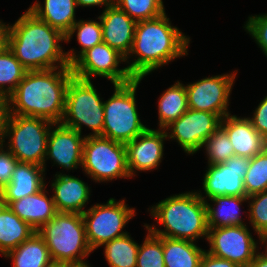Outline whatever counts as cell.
Returning <instances> with one entry per match:
<instances>
[{
    "mask_svg": "<svg viewBox=\"0 0 267 267\" xmlns=\"http://www.w3.org/2000/svg\"><path fill=\"white\" fill-rule=\"evenodd\" d=\"M171 24L166 12L136 23L132 48L125 58L133 78L143 79L169 62L188 55L190 37Z\"/></svg>",
    "mask_w": 267,
    "mask_h": 267,
    "instance_id": "cell-1",
    "label": "cell"
},
{
    "mask_svg": "<svg viewBox=\"0 0 267 267\" xmlns=\"http://www.w3.org/2000/svg\"><path fill=\"white\" fill-rule=\"evenodd\" d=\"M7 28V46L28 71L71 67L60 44L66 36L28 9Z\"/></svg>",
    "mask_w": 267,
    "mask_h": 267,
    "instance_id": "cell-2",
    "label": "cell"
},
{
    "mask_svg": "<svg viewBox=\"0 0 267 267\" xmlns=\"http://www.w3.org/2000/svg\"><path fill=\"white\" fill-rule=\"evenodd\" d=\"M71 67L27 71L8 96L10 115L38 117L60 123L64 114Z\"/></svg>",
    "mask_w": 267,
    "mask_h": 267,
    "instance_id": "cell-3",
    "label": "cell"
},
{
    "mask_svg": "<svg viewBox=\"0 0 267 267\" xmlns=\"http://www.w3.org/2000/svg\"><path fill=\"white\" fill-rule=\"evenodd\" d=\"M148 211L157 224L164 227L159 229L154 224H147L152 234L192 242H198L200 238L207 241V207L197 191L169 196L151 206Z\"/></svg>",
    "mask_w": 267,
    "mask_h": 267,
    "instance_id": "cell-4",
    "label": "cell"
},
{
    "mask_svg": "<svg viewBox=\"0 0 267 267\" xmlns=\"http://www.w3.org/2000/svg\"><path fill=\"white\" fill-rule=\"evenodd\" d=\"M37 232L46 242L55 265L89 264L86 259L93 251L86 238L82 214L58 212Z\"/></svg>",
    "mask_w": 267,
    "mask_h": 267,
    "instance_id": "cell-5",
    "label": "cell"
},
{
    "mask_svg": "<svg viewBox=\"0 0 267 267\" xmlns=\"http://www.w3.org/2000/svg\"><path fill=\"white\" fill-rule=\"evenodd\" d=\"M142 79L125 84H114V92L104 101V125L102 137L126 144L143 133L148 127L140 119L136 89Z\"/></svg>",
    "mask_w": 267,
    "mask_h": 267,
    "instance_id": "cell-6",
    "label": "cell"
},
{
    "mask_svg": "<svg viewBox=\"0 0 267 267\" xmlns=\"http://www.w3.org/2000/svg\"><path fill=\"white\" fill-rule=\"evenodd\" d=\"M53 122L44 118L8 115L3 145L18 162L44 166L47 140Z\"/></svg>",
    "mask_w": 267,
    "mask_h": 267,
    "instance_id": "cell-7",
    "label": "cell"
},
{
    "mask_svg": "<svg viewBox=\"0 0 267 267\" xmlns=\"http://www.w3.org/2000/svg\"><path fill=\"white\" fill-rule=\"evenodd\" d=\"M91 80L73 76L67 86L65 108L60 123L82 134L83 125L92 132L85 136H102L104 101Z\"/></svg>",
    "mask_w": 267,
    "mask_h": 267,
    "instance_id": "cell-8",
    "label": "cell"
},
{
    "mask_svg": "<svg viewBox=\"0 0 267 267\" xmlns=\"http://www.w3.org/2000/svg\"><path fill=\"white\" fill-rule=\"evenodd\" d=\"M82 169L86 176L97 183L131 178L125 144L102 136H86Z\"/></svg>",
    "mask_w": 267,
    "mask_h": 267,
    "instance_id": "cell-9",
    "label": "cell"
},
{
    "mask_svg": "<svg viewBox=\"0 0 267 267\" xmlns=\"http://www.w3.org/2000/svg\"><path fill=\"white\" fill-rule=\"evenodd\" d=\"M125 201L110 198L106 204L97 203L82 214L86 238L93 252L106 242L129 233L123 229L136 211Z\"/></svg>",
    "mask_w": 267,
    "mask_h": 267,
    "instance_id": "cell-10",
    "label": "cell"
},
{
    "mask_svg": "<svg viewBox=\"0 0 267 267\" xmlns=\"http://www.w3.org/2000/svg\"><path fill=\"white\" fill-rule=\"evenodd\" d=\"M125 57L109 45L101 42L85 51L72 65L75 77L92 80V77H102L114 84H125L134 78L127 67L120 68ZM119 67V68H118Z\"/></svg>",
    "mask_w": 267,
    "mask_h": 267,
    "instance_id": "cell-11",
    "label": "cell"
},
{
    "mask_svg": "<svg viewBox=\"0 0 267 267\" xmlns=\"http://www.w3.org/2000/svg\"><path fill=\"white\" fill-rule=\"evenodd\" d=\"M208 253L229 260L240 267H247L259 251L248 225L209 228Z\"/></svg>",
    "mask_w": 267,
    "mask_h": 267,
    "instance_id": "cell-12",
    "label": "cell"
},
{
    "mask_svg": "<svg viewBox=\"0 0 267 267\" xmlns=\"http://www.w3.org/2000/svg\"><path fill=\"white\" fill-rule=\"evenodd\" d=\"M236 71L186 84L188 108L219 114L222 118L229 115L230 94L238 69Z\"/></svg>",
    "mask_w": 267,
    "mask_h": 267,
    "instance_id": "cell-13",
    "label": "cell"
},
{
    "mask_svg": "<svg viewBox=\"0 0 267 267\" xmlns=\"http://www.w3.org/2000/svg\"><path fill=\"white\" fill-rule=\"evenodd\" d=\"M221 120L219 114L188 109L165 128L167 140H175L185 153L193 155L220 128Z\"/></svg>",
    "mask_w": 267,
    "mask_h": 267,
    "instance_id": "cell-14",
    "label": "cell"
},
{
    "mask_svg": "<svg viewBox=\"0 0 267 267\" xmlns=\"http://www.w3.org/2000/svg\"><path fill=\"white\" fill-rule=\"evenodd\" d=\"M249 160L248 157L234 156L223 164L208 165L202 181L203 193L197 190L198 195L205 202L217 196H246L243 179Z\"/></svg>",
    "mask_w": 267,
    "mask_h": 267,
    "instance_id": "cell-15",
    "label": "cell"
},
{
    "mask_svg": "<svg viewBox=\"0 0 267 267\" xmlns=\"http://www.w3.org/2000/svg\"><path fill=\"white\" fill-rule=\"evenodd\" d=\"M55 127V128H54ZM86 136L62 123H53L47 140L46 162L51 160L54 165L67 171L82 168L83 145Z\"/></svg>",
    "mask_w": 267,
    "mask_h": 267,
    "instance_id": "cell-16",
    "label": "cell"
},
{
    "mask_svg": "<svg viewBox=\"0 0 267 267\" xmlns=\"http://www.w3.org/2000/svg\"><path fill=\"white\" fill-rule=\"evenodd\" d=\"M165 129L147 128L143 133L125 144L127 167L131 178L136 172L158 169L164 156Z\"/></svg>",
    "mask_w": 267,
    "mask_h": 267,
    "instance_id": "cell-17",
    "label": "cell"
},
{
    "mask_svg": "<svg viewBox=\"0 0 267 267\" xmlns=\"http://www.w3.org/2000/svg\"><path fill=\"white\" fill-rule=\"evenodd\" d=\"M99 19L103 42L126 58L132 48L137 22L116 4L103 10Z\"/></svg>",
    "mask_w": 267,
    "mask_h": 267,
    "instance_id": "cell-18",
    "label": "cell"
},
{
    "mask_svg": "<svg viewBox=\"0 0 267 267\" xmlns=\"http://www.w3.org/2000/svg\"><path fill=\"white\" fill-rule=\"evenodd\" d=\"M51 182L55 208L59 213L83 214L89 203L91 187L83 180L58 172Z\"/></svg>",
    "mask_w": 267,
    "mask_h": 267,
    "instance_id": "cell-19",
    "label": "cell"
},
{
    "mask_svg": "<svg viewBox=\"0 0 267 267\" xmlns=\"http://www.w3.org/2000/svg\"><path fill=\"white\" fill-rule=\"evenodd\" d=\"M220 127L226 132L235 156L253 158L267 148V140L257 132L247 117L227 115Z\"/></svg>",
    "mask_w": 267,
    "mask_h": 267,
    "instance_id": "cell-20",
    "label": "cell"
},
{
    "mask_svg": "<svg viewBox=\"0 0 267 267\" xmlns=\"http://www.w3.org/2000/svg\"><path fill=\"white\" fill-rule=\"evenodd\" d=\"M47 186L37 193L28 195L7 206L36 232L58 213L52 196L48 197Z\"/></svg>",
    "mask_w": 267,
    "mask_h": 267,
    "instance_id": "cell-21",
    "label": "cell"
},
{
    "mask_svg": "<svg viewBox=\"0 0 267 267\" xmlns=\"http://www.w3.org/2000/svg\"><path fill=\"white\" fill-rule=\"evenodd\" d=\"M45 174V169L42 166L18 162L10 183L1 190L6 205L11 201L19 200L42 190L47 186Z\"/></svg>",
    "mask_w": 267,
    "mask_h": 267,
    "instance_id": "cell-22",
    "label": "cell"
},
{
    "mask_svg": "<svg viewBox=\"0 0 267 267\" xmlns=\"http://www.w3.org/2000/svg\"><path fill=\"white\" fill-rule=\"evenodd\" d=\"M43 2L44 5H41L37 0L28 10L66 36L77 21L76 0H44Z\"/></svg>",
    "mask_w": 267,
    "mask_h": 267,
    "instance_id": "cell-23",
    "label": "cell"
},
{
    "mask_svg": "<svg viewBox=\"0 0 267 267\" xmlns=\"http://www.w3.org/2000/svg\"><path fill=\"white\" fill-rule=\"evenodd\" d=\"M209 201H211L210 204ZM206 201L209 228L245 225L241 205L248 201L247 196H217Z\"/></svg>",
    "mask_w": 267,
    "mask_h": 267,
    "instance_id": "cell-24",
    "label": "cell"
},
{
    "mask_svg": "<svg viewBox=\"0 0 267 267\" xmlns=\"http://www.w3.org/2000/svg\"><path fill=\"white\" fill-rule=\"evenodd\" d=\"M13 267H54L44 239L35 232L29 239L9 251L5 256Z\"/></svg>",
    "mask_w": 267,
    "mask_h": 267,
    "instance_id": "cell-25",
    "label": "cell"
},
{
    "mask_svg": "<svg viewBox=\"0 0 267 267\" xmlns=\"http://www.w3.org/2000/svg\"><path fill=\"white\" fill-rule=\"evenodd\" d=\"M35 232L28 223L6 206L0 213V254L5 256Z\"/></svg>",
    "mask_w": 267,
    "mask_h": 267,
    "instance_id": "cell-26",
    "label": "cell"
},
{
    "mask_svg": "<svg viewBox=\"0 0 267 267\" xmlns=\"http://www.w3.org/2000/svg\"><path fill=\"white\" fill-rule=\"evenodd\" d=\"M205 251L196 242L163 237L165 267H199Z\"/></svg>",
    "mask_w": 267,
    "mask_h": 267,
    "instance_id": "cell-27",
    "label": "cell"
},
{
    "mask_svg": "<svg viewBox=\"0 0 267 267\" xmlns=\"http://www.w3.org/2000/svg\"><path fill=\"white\" fill-rule=\"evenodd\" d=\"M188 109L185 85L178 80L164 90L158 99L159 129H165Z\"/></svg>",
    "mask_w": 267,
    "mask_h": 267,
    "instance_id": "cell-28",
    "label": "cell"
},
{
    "mask_svg": "<svg viewBox=\"0 0 267 267\" xmlns=\"http://www.w3.org/2000/svg\"><path fill=\"white\" fill-rule=\"evenodd\" d=\"M99 21L96 20H77L71 30L66 35V42L73 38L76 33L77 41L81 48L80 50H74V48L70 49L66 52V57L71 66L85 51L91 49L95 45L103 42L102 35V26L100 23L99 17H97ZM78 51V52H76Z\"/></svg>",
    "mask_w": 267,
    "mask_h": 267,
    "instance_id": "cell-29",
    "label": "cell"
},
{
    "mask_svg": "<svg viewBox=\"0 0 267 267\" xmlns=\"http://www.w3.org/2000/svg\"><path fill=\"white\" fill-rule=\"evenodd\" d=\"M104 257L109 267H136L139 244L130 233L103 244Z\"/></svg>",
    "mask_w": 267,
    "mask_h": 267,
    "instance_id": "cell-30",
    "label": "cell"
},
{
    "mask_svg": "<svg viewBox=\"0 0 267 267\" xmlns=\"http://www.w3.org/2000/svg\"><path fill=\"white\" fill-rule=\"evenodd\" d=\"M27 71L8 46H5L0 51V94L8 97L17 88Z\"/></svg>",
    "mask_w": 267,
    "mask_h": 267,
    "instance_id": "cell-31",
    "label": "cell"
},
{
    "mask_svg": "<svg viewBox=\"0 0 267 267\" xmlns=\"http://www.w3.org/2000/svg\"><path fill=\"white\" fill-rule=\"evenodd\" d=\"M243 180L247 197L267 190V148L250 158Z\"/></svg>",
    "mask_w": 267,
    "mask_h": 267,
    "instance_id": "cell-32",
    "label": "cell"
},
{
    "mask_svg": "<svg viewBox=\"0 0 267 267\" xmlns=\"http://www.w3.org/2000/svg\"><path fill=\"white\" fill-rule=\"evenodd\" d=\"M208 165L223 164L234 157V148L226 132L220 127L202 144Z\"/></svg>",
    "mask_w": 267,
    "mask_h": 267,
    "instance_id": "cell-33",
    "label": "cell"
},
{
    "mask_svg": "<svg viewBox=\"0 0 267 267\" xmlns=\"http://www.w3.org/2000/svg\"><path fill=\"white\" fill-rule=\"evenodd\" d=\"M147 235L137 252L136 267H165L163 257V237L152 234L144 223Z\"/></svg>",
    "mask_w": 267,
    "mask_h": 267,
    "instance_id": "cell-34",
    "label": "cell"
},
{
    "mask_svg": "<svg viewBox=\"0 0 267 267\" xmlns=\"http://www.w3.org/2000/svg\"><path fill=\"white\" fill-rule=\"evenodd\" d=\"M115 4L136 22L154 19L166 12L163 0H115Z\"/></svg>",
    "mask_w": 267,
    "mask_h": 267,
    "instance_id": "cell-35",
    "label": "cell"
},
{
    "mask_svg": "<svg viewBox=\"0 0 267 267\" xmlns=\"http://www.w3.org/2000/svg\"><path fill=\"white\" fill-rule=\"evenodd\" d=\"M249 225L258 238L267 235V190L248 196Z\"/></svg>",
    "mask_w": 267,
    "mask_h": 267,
    "instance_id": "cell-36",
    "label": "cell"
},
{
    "mask_svg": "<svg viewBox=\"0 0 267 267\" xmlns=\"http://www.w3.org/2000/svg\"><path fill=\"white\" fill-rule=\"evenodd\" d=\"M244 28L267 57V13L249 16Z\"/></svg>",
    "mask_w": 267,
    "mask_h": 267,
    "instance_id": "cell-37",
    "label": "cell"
},
{
    "mask_svg": "<svg viewBox=\"0 0 267 267\" xmlns=\"http://www.w3.org/2000/svg\"><path fill=\"white\" fill-rule=\"evenodd\" d=\"M18 161L4 146H0V190L10 183Z\"/></svg>",
    "mask_w": 267,
    "mask_h": 267,
    "instance_id": "cell-38",
    "label": "cell"
},
{
    "mask_svg": "<svg viewBox=\"0 0 267 267\" xmlns=\"http://www.w3.org/2000/svg\"><path fill=\"white\" fill-rule=\"evenodd\" d=\"M252 117H247L252 126L267 140V95L253 110Z\"/></svg>",
    "mask_w": 267,
    "mask_h": 267,
    "instance_id": "cell-39",
    "label": "cell"
},
{
    "mask_svg": "<svg viewBox=\"0 0 267 267\" xmlns=\"http://www.w3.org/2000/svg\"><path fill=\"white\" fill-rule=\"evenodd\" d=\"M199 267H240L229 260L216 257L205 251L200 261Z\"/></svg>",
    "mask_w": 267,
    "mask_h": 267,
    "instance_id": "cell-40",
    "label": "cell"
},
{
    "mask_svg": "<svg viewBox=\"0 0 267 267\" xmlns=\"http://www.w3.org/2000/svg\"><path fill=\"white\" fill-rule=\"evenodd\" d=\"M9 115L8 97L0 94V146L5 143V127Z\"/></svg>",
    "mask_w": 267,
    "mask_h": 267,
    "instance_id": "cell-41",
    "label": "cell"
},
{
    "mask_svg": "<svg viewBox=\"0 0 267 267\" xmlns=\"http://www.w3.org/2000/svg\"><path fill=\"white\" fill-rule=\"evenodd\" d=\"M77 7L104 6V10L115 4V0H76Z\"/></svg>",
    "mask_w": 267,
    "mask_h": 267,
    "instance_id": "cell-42",
    "label": "cell"
},
{
    "mask_svg": "<svg viewBox=\"0 0 267 267\" xmlns=\"http://www.w3.org/2000/svg\"><path fill=\"white\" fill-rule=\"evenodd\" d=\"M247 267H267V255L258 251Z\"/></svg>",
    "mask_w": 267,
    "mask_h": 267,
    "instance_id": "cell-43",
    "label": "cell"
},
{
    "mask_svg": "<svg viewBox=\"0 0 267 267\" xmlns=\"http://www.w3.org/2000/svg\"><path fill=\"white\" fill-rule=\"evenodd\" d=\"M7 32H8L7 24H5V22H2V20H0V51L5 46H7Z\"/></svg>",
    "mask_w": 267,
    "mask_h": 267,
    "instance_id": "cell-44",
    "label": "cell"
},
{
    "mask_svg": "<svg viewBox=\"0 0 267 267\" xmlns=\"http://www.w3.org/2000/svg\"><path fill=\"white\" fill-rule=\"evenodd\" d=\"M259 240H260V243H261L260 245H264L265 246V249H264L263 253L267 255V235L259 238Z\"/></svg>",
    "mask_w": 267,
    "mask_h": 267,
    "instance_id": "cell-45",
    "label": "cell"
},
{
    "mask_svg": "<svg viewBox=\"0 0 267 267\" xmlns=\"http://www.w3.org/2000/svg\"><path fill=\"white\" fill-rule=\"evenodd\" d=\"M6 202L4 201L3 195L0 191V213L2 212V210L6 207Z\"/></svg>",
    "mask_w": 267,
    "mask_h": 267,
    "instance_id": "cell-46",
    "label": "cell"
},
{
    "mask_svg": "<svg viewBox=\"0 0 267 267\" xmlns=\"http://www.w3.org/2000/svg\"><path fill=\"white\" fill-rule=\"evenodd\" d=\"M64 267H92L89 264H84V265H71V266H64Z\"/></svg>",
    "mask_w": 267,
    "mask_h": 267,
    "instance_id": "cell-47",
    "label": "cell"
}]
</instances>
